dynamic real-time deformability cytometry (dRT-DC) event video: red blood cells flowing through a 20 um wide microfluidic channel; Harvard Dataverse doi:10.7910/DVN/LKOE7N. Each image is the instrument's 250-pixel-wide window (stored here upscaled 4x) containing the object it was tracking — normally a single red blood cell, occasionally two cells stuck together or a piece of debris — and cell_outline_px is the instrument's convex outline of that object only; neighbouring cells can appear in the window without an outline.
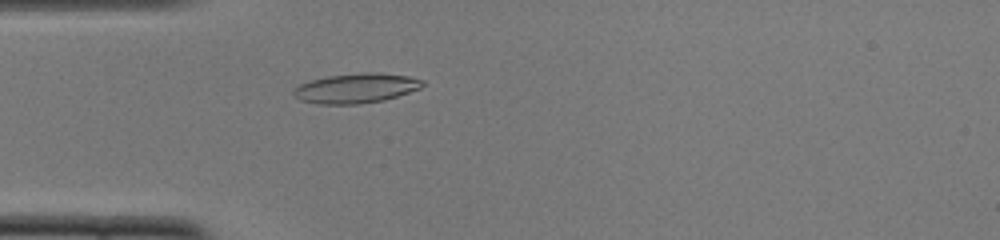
{"species": "common noctule bat (a hibernating species)", "species_latin": "Nyctalus noctula", "temperature_condition": "cold", "stored_images_in_passage": 22, "camera_frame_rate_fps": 3000, "um_per_image_px": 0.085, "animal": {"sex": "female", "body_mass_g": 22.0, "forearm_length_mm": 56.7}, "frame": {"image": 1, "passage_image": 4, "time_ms": 1.0, "image_size_px": [1000, 240], "cell_outline_px": [[424, 84], [420, 88], [384, 100], [356, 104], [316, 104], [300, 100], [292, 92], [300, 84], [312, 80], [328, 76], [360, 72], [380, 72], [408, 76], [424, 80]], "centroid_in_image_um": [30.27, 7.49], "position_along_channel_um": 54.7, "area_um2": 22.25}}
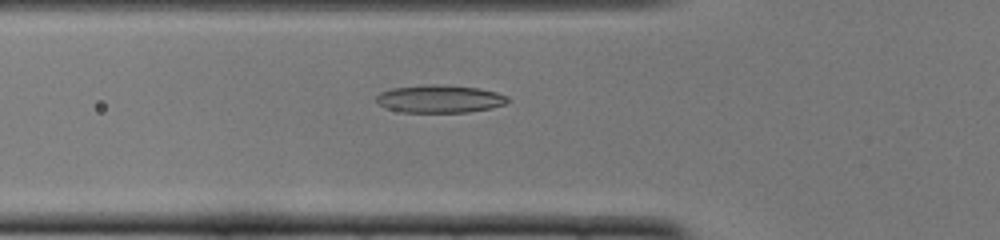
{"frame": {"image": 2, "passage_image": 7, "time_ms": 2.0, "image_size_px": [1000, 240], "cell_outline_px": [[508, 100], [504, 104], [492, 108], [468, 112], [404, 112], [384, 108], [376, 100], [376, 96], [380, 92], [392, 88], [432, 84], [476, 88], [496, 92], [508, 96]], "centroid_in_image_um": [37.35, 8.41], "position_along_channel_um": 88.4, "area_um2": 21.04}}
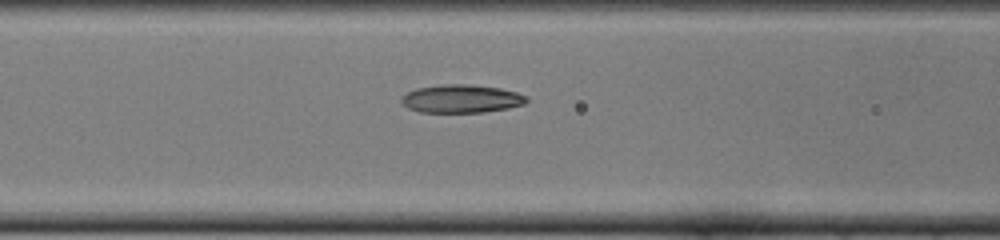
{"frame": {"image": 3, "passage_image": 10, "time_ms": 3.0, "image_size_px": [1000, 240], "cell_outline_px": [[528, 100], [524, 104], [508, 108], [484, 112], [420, 112], [408, 108], [400, 100], [400, 96], [416, 88], [444, 84], [464, 84], [500, 88], [516, 92], [528, 96]], "centroid_in_image_um": [39.21, 8.39], "position_along_channel_um": 127.4, "area_um2": 20.52}}